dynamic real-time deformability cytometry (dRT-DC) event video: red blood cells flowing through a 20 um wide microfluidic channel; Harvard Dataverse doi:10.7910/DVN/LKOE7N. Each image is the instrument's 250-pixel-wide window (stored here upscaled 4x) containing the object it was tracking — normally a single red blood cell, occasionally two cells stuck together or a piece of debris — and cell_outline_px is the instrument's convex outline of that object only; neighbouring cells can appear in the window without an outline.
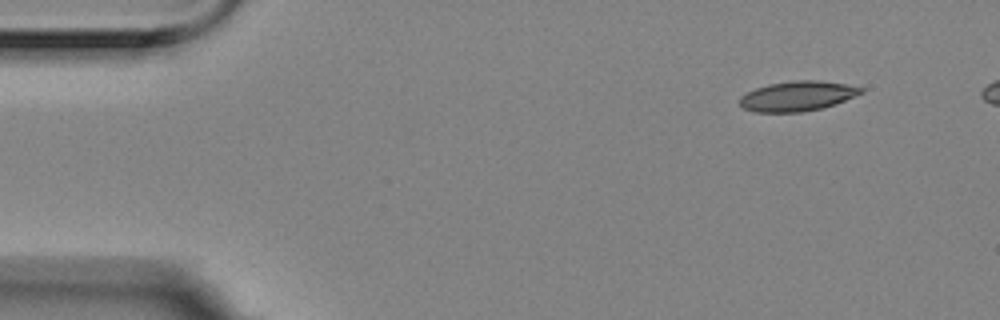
{"species": "Egyptian fruit bat (a non-hibernating species)", "species_latin": "Rousettus aegyptiacus", "temperature_condition": "room temperature", "stored_images_in_passage": 4, "camera_frame_rate_fps": 3000, "um_per_image_px": 0.085, "animal": {"sex": "female"}, "frame": {"image": 1, "passage_image": 1, "time_ms": 0.0, "image_size_px": [1000, 320], "cell_outline_px": [[864, 92], [836, 104], [804, 112], [752, 112], [744, 108], [740, 104], [740, 96], [756, 88], [768, 84], [792, 80], [816, 80], [844, 84], [864, 88]], "centroid_in_image_um": [67.77, 8.17], "position_along_channel_um": 17.2, "area_um2": 21.1}}
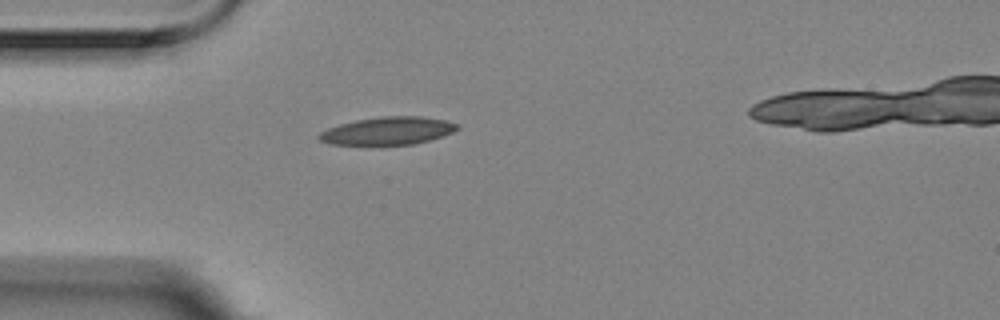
{"frame": {"image": 2, "passage_image": 3, "time_ms": 0.667, "image_size_px": [1000, 320], "cell_outline_px": [[460, 128], [452, 132], [428, 140], [412, 144], [328, 144], [320, 140], [316, 136], [320, 132], [328, 128], [340, 124], [356, 120], [380, 116], [424, 116], [448, 120], [460, 124]], "centroid_in_image_um": [32.98, 11.1], "position_along_channel_um": 52.0, "area_um2": 22.31}}